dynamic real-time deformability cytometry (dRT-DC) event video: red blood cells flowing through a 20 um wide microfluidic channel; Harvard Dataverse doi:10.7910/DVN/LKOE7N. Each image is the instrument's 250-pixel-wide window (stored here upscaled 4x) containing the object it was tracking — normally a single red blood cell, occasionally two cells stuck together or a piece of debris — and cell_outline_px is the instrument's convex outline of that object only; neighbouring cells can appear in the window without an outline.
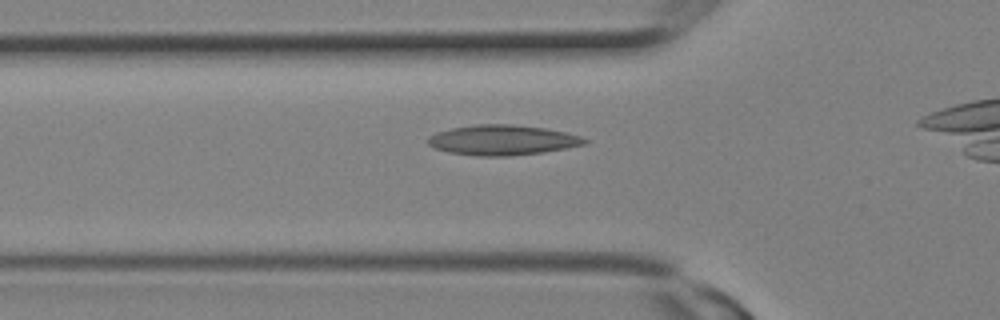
{"species": "Egyptian fruit bat (a non-hibernating species)", "species_latin": "Rousettus aegyptiacus", "temperature_condition": "room temperature", "stored_images_in_passage": 6, "camera_frame_rate_fps": 3000, "um_per_image_px": 0.085, "animal": {"sex": "female"}, "frame": {"image": 1, "passage_image": 4, "time_ms": 1.0, "image_size_px": [1000, 320], "cell_outline_px": [[588, 144], [544, 152], [508, 156], [480, 156], [452, 152], [436, 148], [428, 144], [428, 136], [436, 132], [452, 128], [476, 124], [512, 124], [544, 128], [564, 132], [580, 136], [588, 140]], "centroid_in_image_um": [42.73, 11.9], "position_along_channel_um": 83.1, "area_um2": 27.34}}
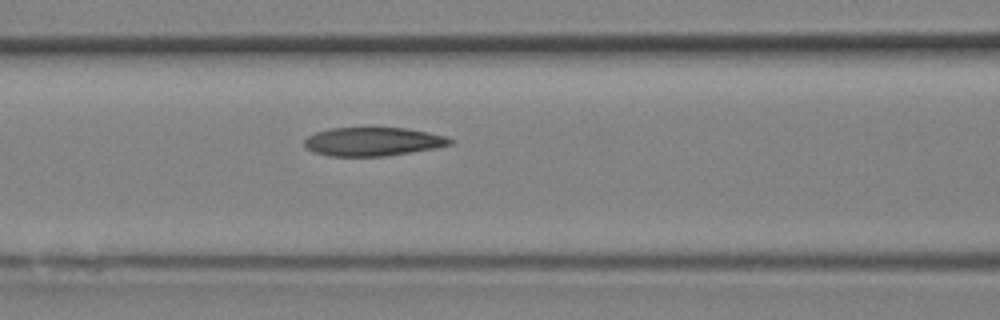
{"frame": {"image": 2, "passage_image": 6, "time_ms": 1.667, "image_size_px": [1000, 320], "cell_outline_px": [[456, 140], [452, 144], [432, 148], [384, 156], [328, 156], [312, 152], [304, 144], [304, 140], [308, 136], [316, 132], [328, 128], [404, 128], [428, 132], [444, 136]], "centroid_in_image_um": [31.66, 12.03], "position_along_channel_um": 134.9, "area_um2": 24.1}}